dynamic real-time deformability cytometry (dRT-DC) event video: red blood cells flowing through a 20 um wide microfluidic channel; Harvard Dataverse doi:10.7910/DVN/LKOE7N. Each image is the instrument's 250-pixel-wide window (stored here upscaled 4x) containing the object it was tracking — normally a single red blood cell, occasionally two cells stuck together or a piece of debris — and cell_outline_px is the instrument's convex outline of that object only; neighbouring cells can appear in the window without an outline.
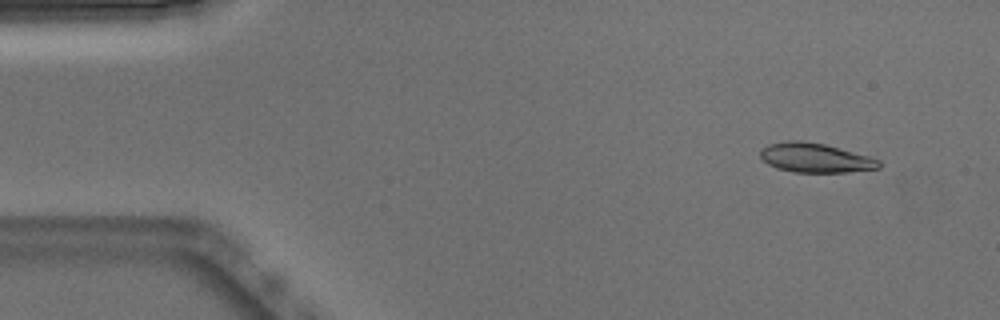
{"species": "Egyptian fruit bat (a non-hibernating species)", "species_latin": "Rousettus aegyptiacus", "temperature_condition": "warm", "stored_images_in_passage": 51, "camera_frame_rate_fps": 3000, "um_per_image_px": 0.085, "animal": {"sex": "male"}, "frame": {"image": 1, "passage_image": 4, "time_ms": 1.0, "image_size_px": [1000, 320], "cell_outline_px": [[880, 168], [844, 172], [796, 172], [776, 168], [768, 164], [760, 156], [760, 152], [768, 144], [788, 140], [800, 140], [824, 144], [868, 156], [880, 160]], "centroid_in_image_um": [69.28, 13.41], "position_along_channel_um": 15.7, "area_um2": 20.06}}
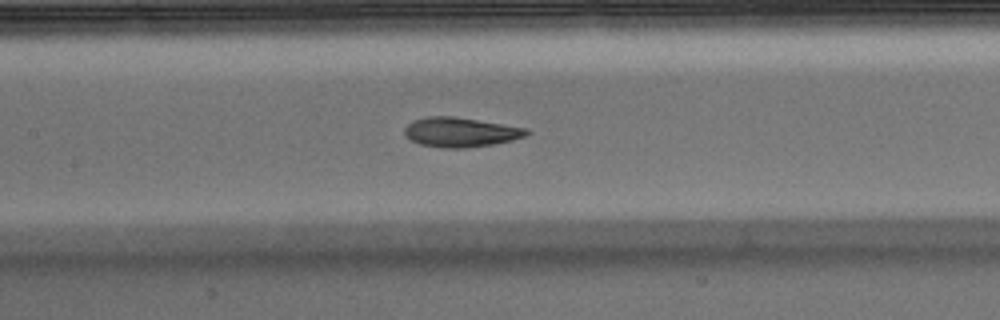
{"frame": {"image": 2, "passage_image": 23, "time_ms": 7.333, "image_size_px": [1000, 320], "cell_outline_px": [[528, 132], [524, 136], [512, 140], [492, 144], [464, 148], [440, 148], [420, 144], [412, 140], [404, 132], [404, 128], [412, 120], [428, 116], [456, 116], [528, 128]], "centroid_in_image_um": [39.13, 11.22], "position_along_channel_um": 168.3, "area_um2": 20.98}}
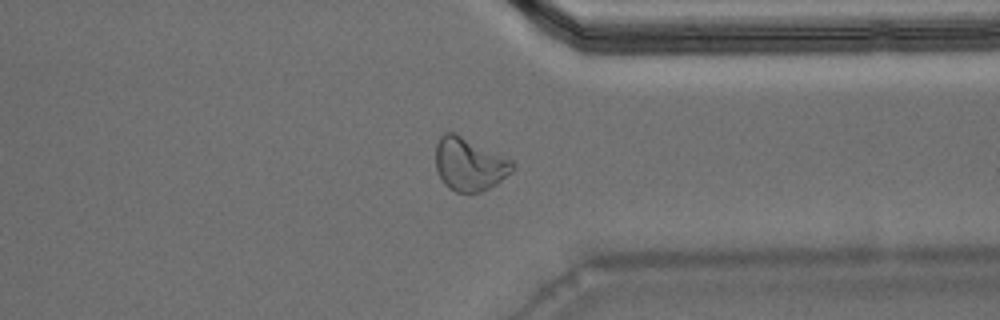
{"frame": {"image": 3, "passage_image": 39, "time_ms": 12.667, "image_size_px": [1000, 320], "cell_outline_px": [[516, 168], [512, 172], [496, 184], [480, 192], [456, 192], [448, 188], [444, 184], [436, 168], [436, 144], [440, 136], [444, 132], [456, 132], [512, 160], [516, 164]], "centroid_in_image_um": [39.9, 13.94], "position_along_channel_um": 371.5, "area_um2": 23.93}, "authors_computed_cell_mechanics": {"area_um2": 21.097, "velocity_mm_per_s": 3.8713, "shape_relaxation_time_tau1_ms": 5.3636, "shape_relaxation_time_tau2_ms": 1.7775, "deformation_change_tau1": 0.2128, "deformation_change_tau2": 0.0907}}